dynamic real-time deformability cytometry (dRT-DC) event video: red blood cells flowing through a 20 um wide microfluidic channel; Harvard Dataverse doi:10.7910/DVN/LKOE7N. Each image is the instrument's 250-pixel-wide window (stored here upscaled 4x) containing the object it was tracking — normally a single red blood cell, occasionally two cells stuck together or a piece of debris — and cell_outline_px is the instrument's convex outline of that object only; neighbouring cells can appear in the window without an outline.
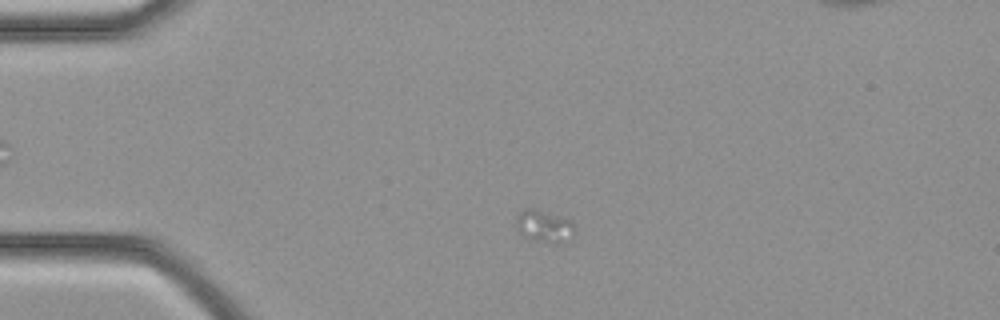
{"species": "common noctule bat (a hibernating species)", "species_latin": "Nyctalus noctula", "temperature_condition": "cold", "stored_images_in_passage": 12, "camera_frame_rate_fps": 3000, "um_per_image_px": 0.085, "animal": {"sex": "female", "body_mass_g": 21.9}, "frame": {"image": 1, "passage_image": 5, "time_ms": 1.333, "image_size_px": [1000, 320], "cell_outline_px": [[572, 240], [556, 244], [552, 244], [528, 240], [516, 228], [516, 216], [524, 208], [536, 208], [568, 220], [572, 224]], "centroid_in_image_um": [46.2, 19.26], "position_along_channel_um": 38.8, "area_um2": 11.1}}